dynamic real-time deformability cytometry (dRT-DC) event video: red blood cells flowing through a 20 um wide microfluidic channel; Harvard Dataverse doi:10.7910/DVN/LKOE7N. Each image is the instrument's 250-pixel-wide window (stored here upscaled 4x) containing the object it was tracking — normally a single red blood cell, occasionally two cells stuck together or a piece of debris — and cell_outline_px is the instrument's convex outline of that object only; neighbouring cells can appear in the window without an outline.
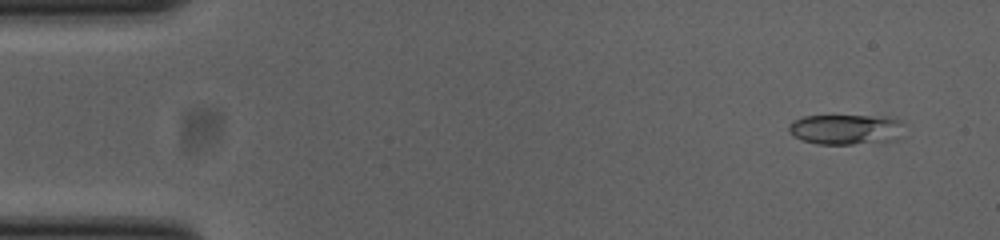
{"species": "common noctule bat (a hibernating species)", "species_latin": "Nyctalus noctula", "temperature_condition": "cold", "stored_images_in_passage": 52, "camera_frame_rate_fps": 3000, "um_per_image_px": 0.085, "animal": {"sex": "female", "body_mass_g": 23.0, "forearm_length_mm": 53.4}, "frame": {"image": 1, "passage_image": 3, "time_ms": 0.667, "image_size_px": [1000, 240], "cell_outline_px": [[900, 136], [896, 140], [852, 144], [816, 144], [804, 140], [788, 132], [788, 124], [804, 116], [896, 116], [900, 120]], "centroid_in_image_um": [71.9, 10.99], "position_along_channel_um": 13.1, "area_um2": 20.23}}
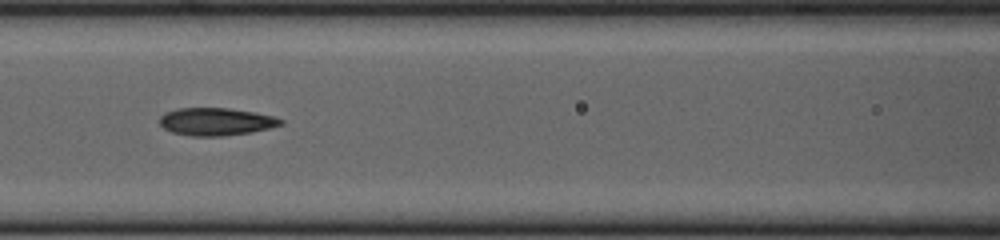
{"frame": {"image": 2, "passage_image": 22, "time_ms": 7.0, "image_size_px": [1000, 240], "cell_outline_px": [[284, 124], [252, 132], [224, 136], [192, 136], [172, 132], [164, 128], [160, 124], [160, 116], [164, 112], [176, 108], [228, 108], [256, 112], [272, 116], [284, 120]], "centroid_in_image_um": [18.36, 10.33], "position_along_channel_um": 148.2, "area_um2": 19.59}}
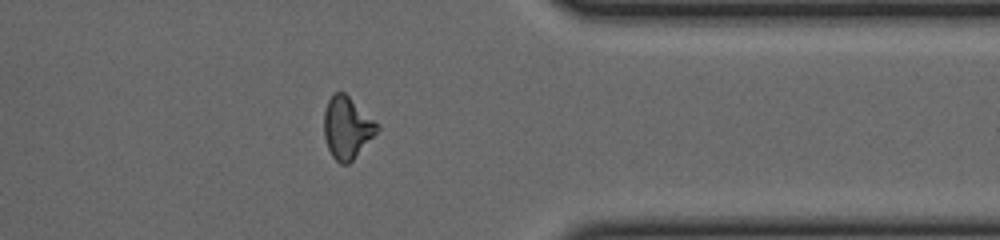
{"frame": {"image": 3, "passage_image": 41, "time_ms": 13.333, "image_size_px": [1000, 240], "cell_outline_px": [[380, 128], [352, 160], [348, 164], [340, 164], [332, 156], [328, 148], [324, 136], [324, 112], [328, 100], [332, 92], [344, 92], [380, 124]], "centroid_in_image_um": [29.49, 10.83], "position_along_channel_um": 381.9, "area_um2": 19.13}, "authors_computed_cell_mechanics": {"area_um2": 19.1896, "velocity_mm_per_s": 3.8832, "shape_relaxation_time_tau1_ms": null, "shape_relaxation_time_tau2_ms": 4.1128, "deformation_change_tau1": null, "deformation_change_tau2": 0.1161}}